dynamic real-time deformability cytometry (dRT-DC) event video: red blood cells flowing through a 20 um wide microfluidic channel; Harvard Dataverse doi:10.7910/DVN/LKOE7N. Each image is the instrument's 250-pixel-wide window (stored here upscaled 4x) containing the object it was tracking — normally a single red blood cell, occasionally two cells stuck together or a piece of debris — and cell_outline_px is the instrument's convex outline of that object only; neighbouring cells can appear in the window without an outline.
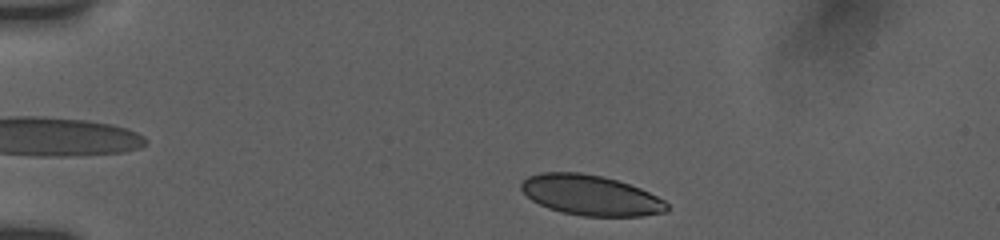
{"species": "human", "species_latin": "Homo sapiens", "temperature_condition": "room temperature", "stored_images_in_passage": 29, "camera_frame_rate_fps": 3000, "um_per_image_px": 0.085, "donor": {"sex": "female"}, "frame": {"image": 1, "passage_image": 3, "time_ms": 0.333, "image_size_px": [1000, 240], "cell_outline_px": [[668, 212], [644, 216], [584, 216], [560, 212], [548, 208], [532, 200], [520, 188], [520, 184], [528, 176], [540, 172], [580, 172], [600, 176], [616, 180], [640, 188], [664, 200], [668, 204]], "centroid_in_image_um": [50.21, 16.6], "position_along_channel_um": 34.8, "area_um2": 34.16}}
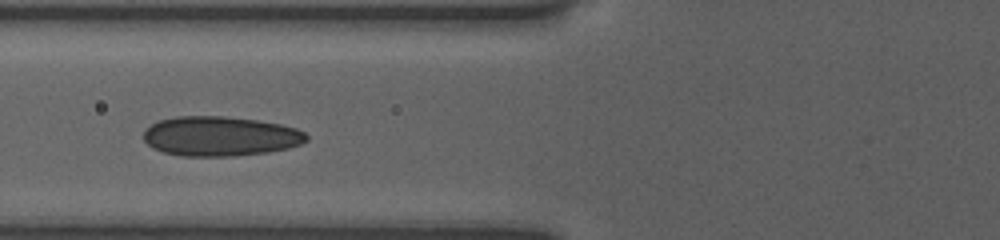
{"frame": {"image": 2, "passage_image": 18, "time_ms": 4.0, "image_size_px": [1000, 240], "cell_outline_px": [[308, 140], [300, 144], [288, 148], [268, 152], [232, 156], [180, 156], [164, 152], [152, 148], [144, 140], [144, 132], [152, 124], [160, 120], [176, 116], [224, 116], [256, 120], [280, 124], [296, 128], [304, 132], [308, 136]], "centroid_in_image_um": [18.72, 11.58], "position_along_channel_um": 107.1, "area_um2": 37.63}}
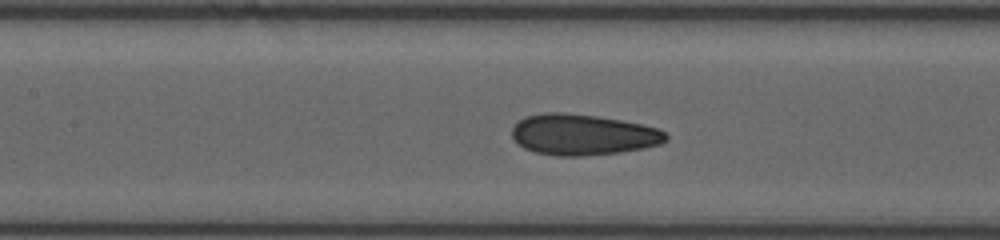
{"frame": {"image": 3, "passage_image": 25, "time_ms": 5.333, "image_size_px": [1000, 240], "cell_outline_px": [[668, 140], [660, 144], [644, 148], [620, 152], [580, 156], [556, 156], [536, 152], [524, 148], [516, 144], [512, 140], [512, 128], [524, 116], [544, 112], [564, 112], [596, 116], [620, 120], [660, 128], [668, 136]], "centroid_in_image_um": [49.52, 11.44], "position_along_channel_um": 157.9, "area_um2": 36.93}}